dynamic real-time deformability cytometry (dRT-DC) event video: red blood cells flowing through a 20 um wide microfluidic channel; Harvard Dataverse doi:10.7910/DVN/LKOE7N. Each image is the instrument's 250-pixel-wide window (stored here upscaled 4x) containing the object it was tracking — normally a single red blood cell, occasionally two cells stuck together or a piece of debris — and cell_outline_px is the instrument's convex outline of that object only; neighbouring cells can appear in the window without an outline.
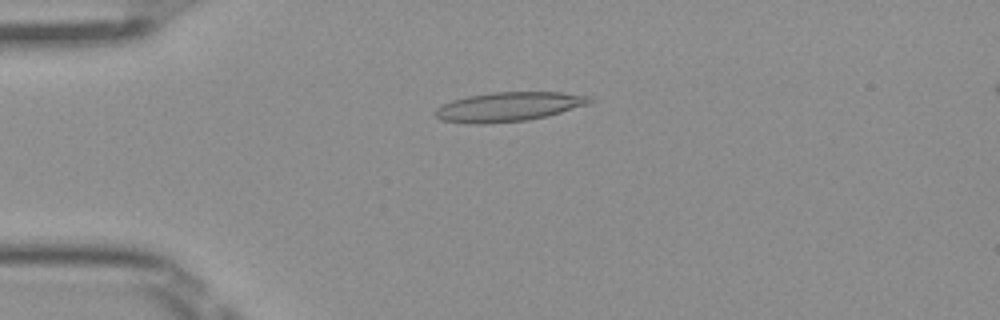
{"species": "Egyptian fruit bat (a non-hibernating species)", "species_latin": "Rousettus aegyptiacus", "temperature_condition": "room temperature", "stored_images_in_passage": 50, "camera_frame_rate_fps": 3000, "um_per_image_px": 0.085, "frame": {"image": 1, "passage_image": 12, "time_ms": 3.667, "image_size_px": [1000, 320], "cell_outline_px": [[596, 100], [592, 104], [548, 116], [528, 120], [488, 124], [472, 124], [440, 120], [432, 112], [436, 108], [452, 100], [468, 96], [496, 92], [560, 92], [592, 96]], "centroid_in_image_um": [43.3, 9.08], "position_along_channel_um": 41.7, "area_um2": 26.82}}
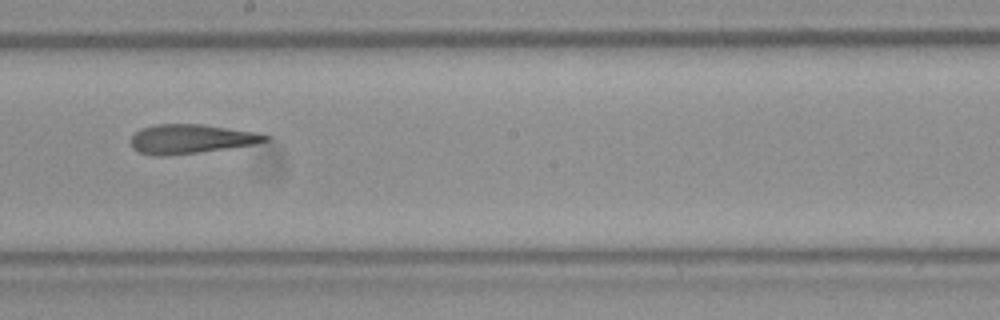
{"frame": {"image": 2, "passage_image": 28, "time_ms": 9.0, "image_size_px": [1000, 320], "cell_outline_px": [[272, 140], [252, 144], [168, 156], [152, 156], [140, 152], [132, 148], [128, 140], [140, 128], [156, 124], [200, 124], [256, 132], [272, 136]], "centroid_in_image_um": [16.18, 11.8], "position_along_channel_um": 232.0, "area_um2": 22.89}}
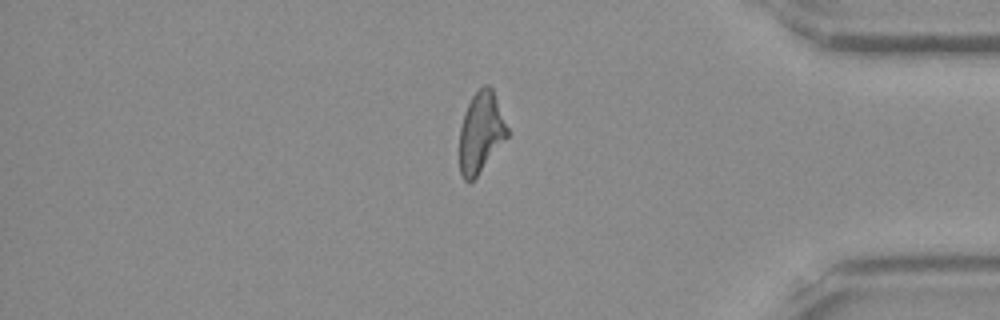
{"frame": {"image": 3, "passage_image": 42, "time_ms": 13.667, "image_size_px": [1000, 320], "cell_outline_px": [[508, 136], [476, 176], [468, 184], [460, 176], [460, 128], [464, 112], [472, 96], [484, 84], [488, 84], [492, 88], [508, 128]], "centroid_in_image_um": [40.86, 11.25], "position_along_channel_um": 394.3, "area_um2": 22.2}, "authors_computed_cell_mechanics": {"area_um2": 23.4668, "velocity_mm_per_s": 4.0557, "shape_relaxation_time_tau1_ms": null, "shape_relaxation_time_tau2_ms": 1.912, "deformation_change_tau1": null, "deformation_change_tau2": 0.1371}}